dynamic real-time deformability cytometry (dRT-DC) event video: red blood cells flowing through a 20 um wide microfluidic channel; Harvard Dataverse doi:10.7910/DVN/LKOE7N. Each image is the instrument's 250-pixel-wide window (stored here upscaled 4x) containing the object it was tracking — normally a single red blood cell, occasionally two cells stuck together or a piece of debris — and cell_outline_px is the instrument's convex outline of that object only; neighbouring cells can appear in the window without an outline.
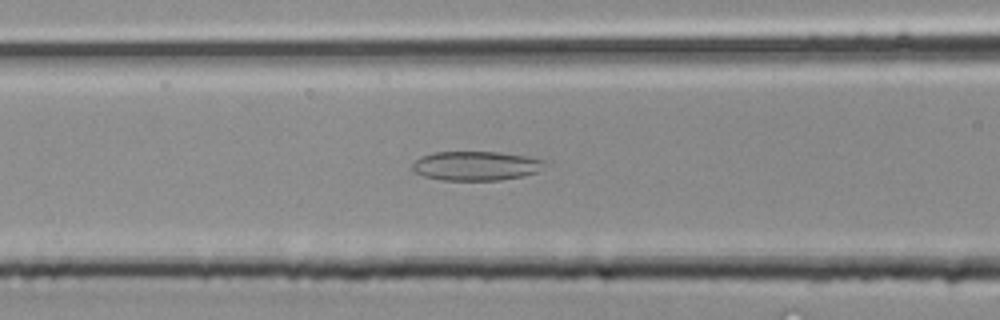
{"species": "common noctule bat (a hibernating species)", "species_latin": "Nyctalus noctula", "temperature_condition": "room temperature", "stored_images_in_passage": 23, "camera_frame_rate_fps": 3000, "um_per_image_px": 0.085, "animal": {"sex": "male", "body_mass_g": 20.4}, "frame": {"image": 1, "passage_image": 4, "time_ms": 1.0, "image_size_px": [1000, 320], "cell_outline_px": [[552, 164], [536, 172], [524, 176], [500, 180], [440, 180], [424, 176], [416, 172], [412, 168], [412, 164], [420, 156], [436, 152], [496, 152], [524, 156], [548, 160]], "centroid_in_image_um": [40.53, 14.1], "position_along_channel_um": 126.1, "area_um2": 22.77}}
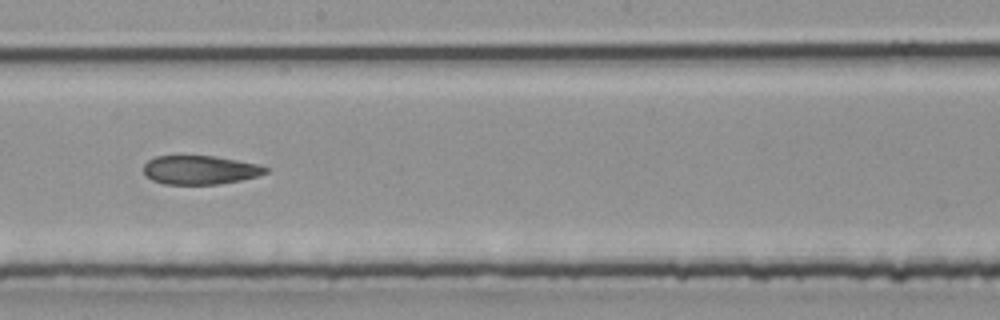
{"frame": {"image": 2, "passage_image": 9, "time_ms": 2.667, "image_size_px": [1000, 320], "cell_outline_px": [[268, 172], [260, 176], [220, 184], [164, 184], [152, 180], [144, 176], [144, 164], [148, 160], [156, 156], [216, 156], [256, 164], [268, 168]], "centroid_in_image_um": [16.99, 14.45], "position_along_channel_um": 231.2, "area_um2": 20.52}}
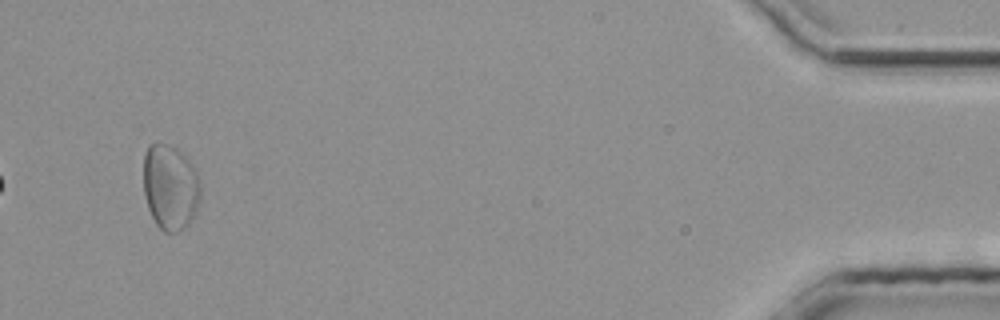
{"frame": {"image": 3, "passage_image": 22, "time_ms": 7.0, "image_size_px": [1000, 320], "cell_outline_px": [[200, 196], [196, 212], [192, 220], [184, 228], [176, 232], [164, 232], [156, 224], [148, 208], [144, 196], [144, 152], [148, 144], [156, 140], [168, 144], [176, 148], [192, 164], [200, 180]], "centroid_in_image_um": [14.46, 15.88], "position_along_channel_um": 420.7, "area_um2": 28.78}}